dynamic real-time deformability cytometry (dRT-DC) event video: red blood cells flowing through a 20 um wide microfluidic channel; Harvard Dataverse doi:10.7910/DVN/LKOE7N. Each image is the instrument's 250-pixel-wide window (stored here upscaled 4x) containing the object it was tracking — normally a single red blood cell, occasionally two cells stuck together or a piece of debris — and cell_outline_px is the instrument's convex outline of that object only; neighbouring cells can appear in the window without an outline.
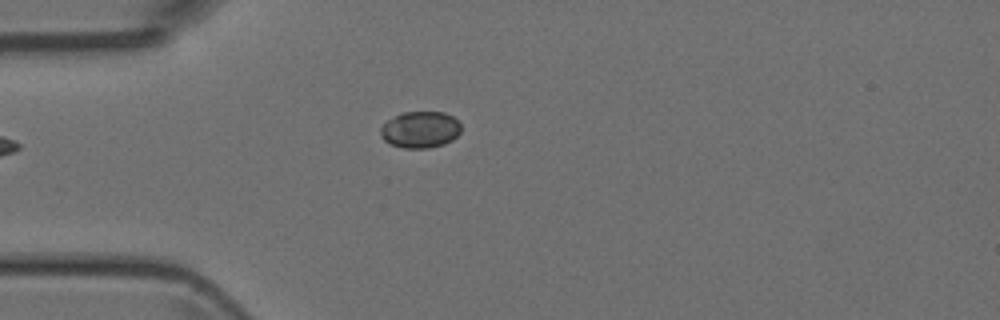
{"species": "Egyptian fruit bat (a non-hibernating species)", "species_latin": "Rousettus aegyptiacus", "temperature_condition": "room temperature", "stored_images_in_passage": 6, "camera_frame_rate_fps": 3000, "um_per_image_px": 0.085, "animal": {"sex": "female"}, "frame": {"image": 1, "passage_image": 4, "time_ms": 4.333, "image_size_px": [1000, 320], "cell_outline_px": [[460, 132], [452, 140], [444, 144], [428, 148], [404, 148], [388, 144], [380, 136], [380, 128], [388, 120], [404, 112], [444, 112], [452, 116], [460, 124]], "centroid_in_image_um": [35.7, 11.03], "position_along_channel_um": 49.3, "area_um2": 17.11}}
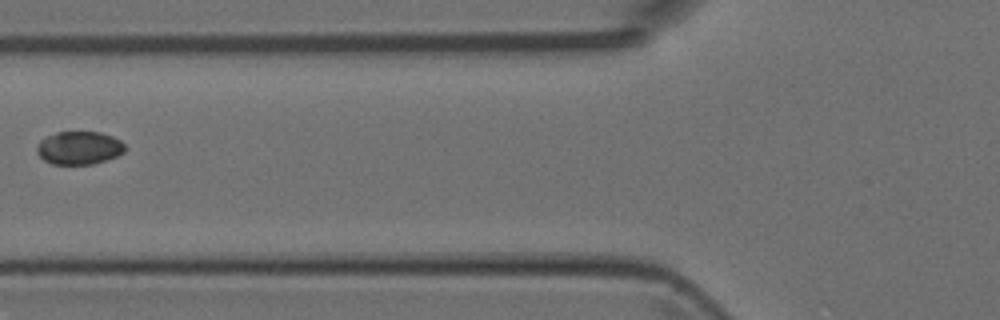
{"frame": {"image": 2, "passage_image": 6, "time_ms": 6.333, "image_size_px": [1000, 320], "cell_outline_px": [[124, 152], [116, 156], [92, 164], [52, 164], [44, 160], [36, 152], [36, 148], [40, 140], [56, 132], [100, 132], [112, 136], [120, 140], [124, 144]], "centroid_in_image_um": [6.7, 12.57], "position_along_channel_um": 119.1, "area_um2": 16.88}}